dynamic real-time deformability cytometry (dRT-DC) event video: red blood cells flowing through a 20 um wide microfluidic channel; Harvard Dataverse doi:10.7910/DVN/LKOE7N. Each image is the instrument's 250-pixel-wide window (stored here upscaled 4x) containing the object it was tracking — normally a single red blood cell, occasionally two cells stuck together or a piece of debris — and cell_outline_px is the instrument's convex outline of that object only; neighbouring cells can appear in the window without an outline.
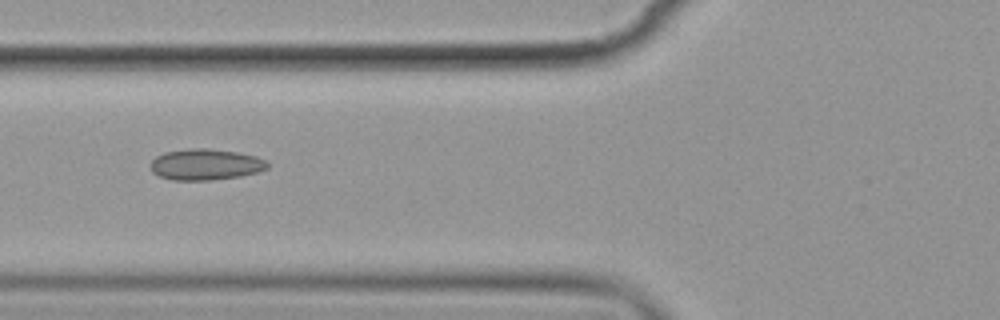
{"species": "common noctule bat (a hibernating species)", "species_latin": "Nyctalus noctula", "temperature_condition": "cold", "stored_images_in_passage": 11, "camera_frame_rate_fps": 3000, "um_per_image_px": 0.085, "animal": {"sex": "female", "body_mass_g": 19.9}, "frame": {"image": 1, "passage_image": 2, "time_ms": 1.333, "image_size_px": [1000, 320], "cell_outline_px": [[268, 168], [256, 172], [240, 176], [212, 180], [172, 180], [160, 176], [152, 172], [148, 164], [156, 156], [164, 152], [188, 148], [208, 148], [236, 152], [256, 156], [264, 160], [268, 164]], "centroid_in_image_um": [17.42, 13.97], "position_along_channel_um": 108.4, "area_um2": 21.27}}
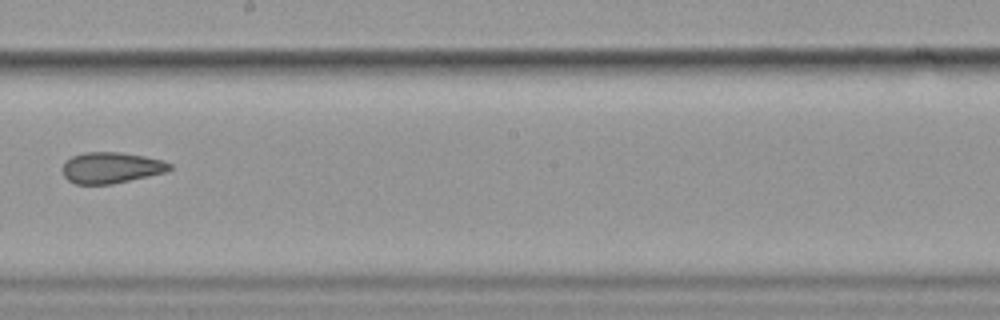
{"frame": {"image": 2, "passage_image": 5, "time_ms": 5.0, "image_size_px": [1000, 320], "cell_outline_px": [[172, 168], [168, 172], [112, 184], [76, 184], [68, 180], [64, 176], [64, 164], [72, 156], [84, 152], [120, 152], [144, 156], [164, 160], [172, 164]], "centroid_in_image_um": [9.51, 14.25], "position_along_channel_um": 238.7, "area_um2": 19.42}}
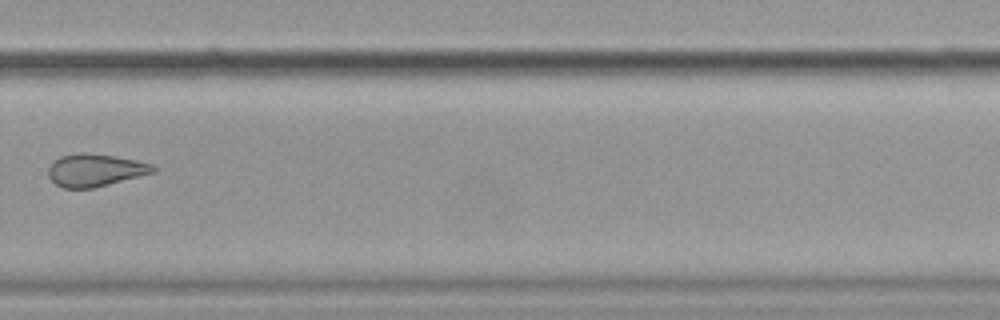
{"frame": {"image": 3, "passage_image": 7, "time_ms": 7.333, "image_size_px": [1000, 320], "cell_outline_px": [[156, 172], [92, 188], [64, 188], [56, 184], [48, 176], [48, 168], [60, 156], [80, 152], [84, 152], [116, 156], [136, 160], [152, 164], [156, 168]], "centroid_in_image_um": [8.1, 14.45], "position_along_channel_um": 321.7, "area_um2": 19.77}, "authors_computed_cell_mechanics": {"area_um2": 20.1144, "velocity_mm_per_s": 3.5647, "shape_relaxation_time_tau1_ms": null, "shape_relaxation_time_tau2_ms": 4.1523, "deformation_change_tau1": null, "deformation_change_tau2": 0.101}}